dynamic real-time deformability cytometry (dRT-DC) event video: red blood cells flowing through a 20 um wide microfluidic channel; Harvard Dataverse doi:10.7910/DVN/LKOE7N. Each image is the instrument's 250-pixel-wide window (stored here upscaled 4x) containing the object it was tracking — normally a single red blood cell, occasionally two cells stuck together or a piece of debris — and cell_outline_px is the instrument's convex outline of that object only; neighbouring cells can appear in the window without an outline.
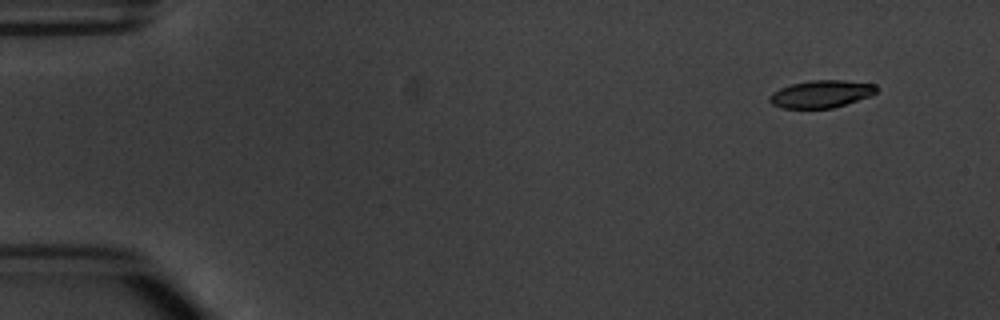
{"species": "common noctule bat (a hibernating species)", "species_latin": "Nyctalus noctula", "temperature_condition": "warm", "stored_images_in_passage": 5, "camera_frame_rate_fps": 3000, "um_per_image_px": 0.085, "animal": {"sex": "male", "body_mass_g": 20.1, "forearm_length_mm": 53.5}, "frame": {"image": 1, "passage_image": 1, "time_ms": 0.0, "image_size_px": [1000, 320], "cell_outline_px": [[876, 92], [872, 96], [832, 108], [784, 108], [772, 104], [768, 100], [768, 96], [772, 92], [780, 88], [792, 84], [812, 80], [844, 80], [876, 84]], "centroid_in_image_um": [69.8, 7.98], "position_along_channel_um": 15.2, "area_um2": 17.11}}
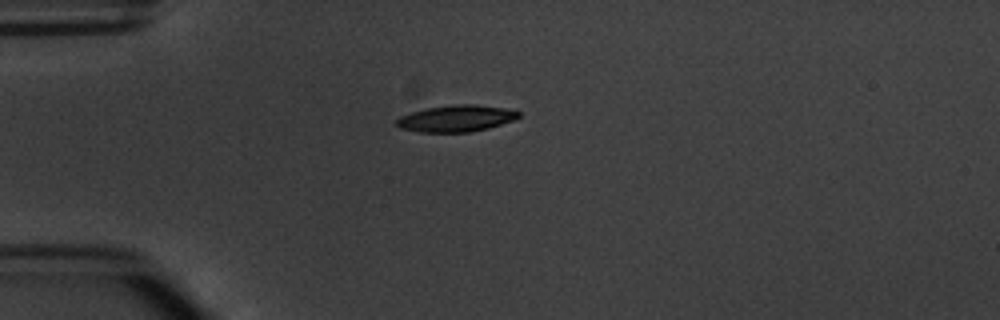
{"frame": {"image": 2, "passage_image": 4, "time_ms": 3.333, "image_size_px": [1000, 320], "cell_outline_px": [[520, 116], [516, 120], [488, 128], [468, 132], [420, 132], [400, 128], [396, 124], [396, 120], [400, 116], [412, 112], [428, 108], [456, 104], [476, 104], [504, 108], [520, 112]], "centroid_in_image_um": [38.8, 10.07], "position_along_channel_um": 46.2, "area_um2": 18.84}}
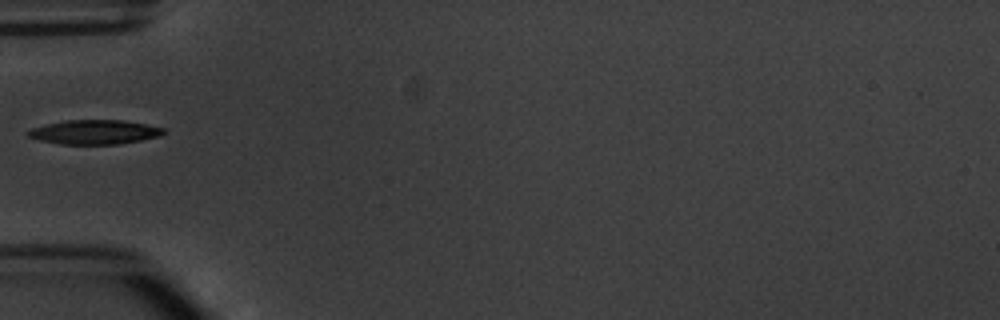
{"frame": {"image": 3, "passage_image": 5, "time_ms": 4.667, "image_size_px": [1000, 320], "cell_outline_px": [[168, 132], [160, 136], [120, 144], [60, 144], [40, 140], [28, 136], [24, 132], [32, 128], [48, 124], [68, 120], [124, 120], [148, 124], [168, 128]], "centroid_in_image_um": [8.12, 11.22], "position_along_channel_um": 76.9, "area_um2": 19.36}}